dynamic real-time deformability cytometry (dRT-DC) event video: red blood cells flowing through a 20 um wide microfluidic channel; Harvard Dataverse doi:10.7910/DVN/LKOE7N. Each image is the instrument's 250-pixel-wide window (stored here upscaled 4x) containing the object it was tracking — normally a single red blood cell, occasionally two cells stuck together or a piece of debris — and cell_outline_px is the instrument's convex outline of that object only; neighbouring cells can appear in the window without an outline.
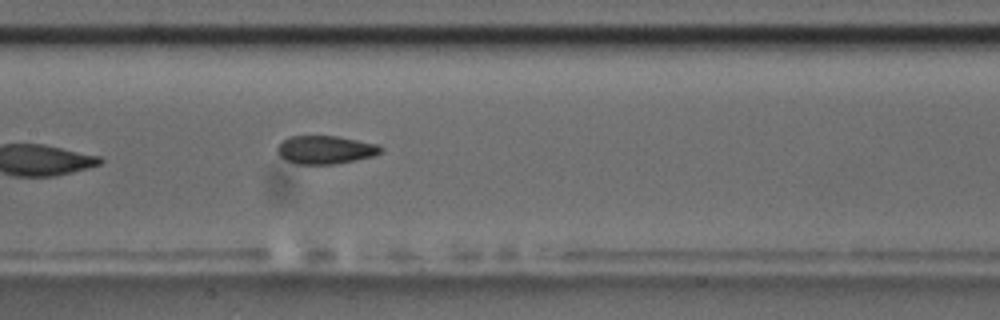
{"species": "common noctule bat (a hibernating species)", "species_latin": "Nyctalus noctula", "temperature_condition": "room temperature", "stored_images_in_passage": 8, "camera_frame_rate_fps": 3000, "um_per_image_px": 0.085, "animal": {"sex": "male", "body_mass_g": 17.5, "forearm_length_mm": 52.3}, "frame": {"image": 1, "passage_image": 8, "time_ms": 9.0, "image_size_px": [1000, 320], "cell_outline_px": [[384, 148], [380, 152], [372, 156], [356, 160], [332, 164], [296, 164], [284, 160], [276, 152], [276, 148], [288, 136], [336, 136], [380, 144]], "centroid_in_image_um": [27.64, 12.73], "position_along_channel_um": 179.8, "area_um2": 17.11}}